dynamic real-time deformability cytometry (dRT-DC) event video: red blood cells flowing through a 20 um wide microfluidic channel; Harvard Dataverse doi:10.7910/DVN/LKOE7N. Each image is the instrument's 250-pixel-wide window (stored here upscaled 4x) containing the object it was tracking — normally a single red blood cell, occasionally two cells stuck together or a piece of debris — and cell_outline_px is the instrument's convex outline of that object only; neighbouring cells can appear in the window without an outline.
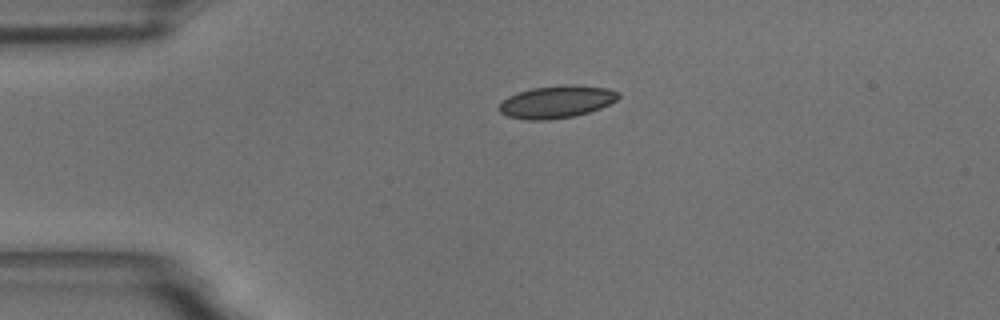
{"species": "common noctule bat (a hibernating species)", "species_latin": "Nyctalus noctula", "temperature_condition": "room temperature", "stored_images_in_passage": 44, "camera_frame_rate_fps": 3000, "um_per_image_px": 0.085, "animal": {"sex": "male", "body_mass_g": 18.8}, "frame": {"image": 1, "passage_image": 1, "time_ms": 0.0, "image_size_px": [1000, 320], "cell_outline_px": [[620, 96], [616, 100], [600, 108], [576, 116], [548, 120], [528, 120], [508, 116], [500, 112], [500, 104], [508, 96], [532, 88], [564, 84], [572, 84], [608, 88], [620, 92]], "centroid_in_image_um": [47.35, 8.65], "position_along_channel_um": 37.7, "area_um2": 22.48}}
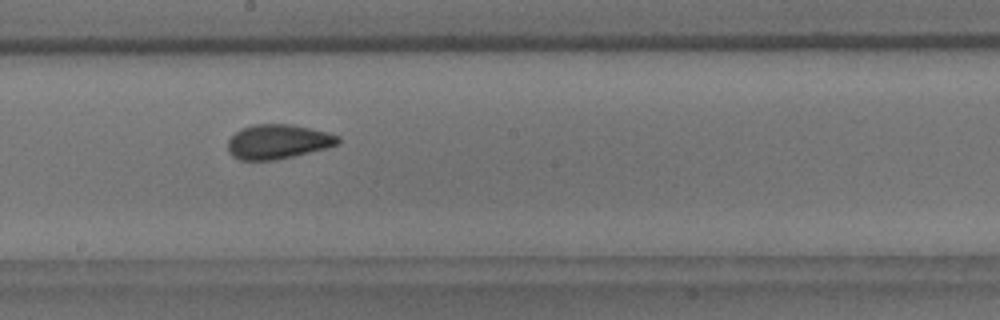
{"frame": {"image": 2, "passage_image": 19, "time_ms": 6.0, "image_size_px": [1000, 320], "cell_outline_px": [[340, 144], [328, 148], [292, 156], [272, 160], [240, 160], [232, 156], [228, 152], [228, 140], [240, 128], [252, 124], [288, 124], [328, 132], [340, 136]], "centroid_in_image_um": [23.62, 12.04], "position_along_channel_um": 224.6, "area_um2": 22.2}}
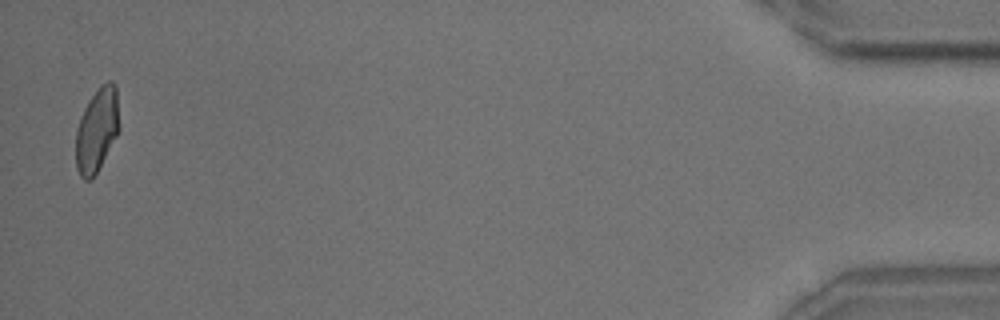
{"frame": {"image": 3, "passage_image": 43, "time_ms": 14.0, "image_size_px": [1000, 320], "cell_outline_px": [[120, 128], [116, 136], [92, 180], [84, 180], [80, 176], [76, 168], [76, 128], [80, 116], [88, 100], [100, 84], [108, 80], [112, 80], [116, 84]], "centroid_in_image_um": [8.23, 11.0], "position_along_channel_um": 427.0, "area_um2": 21.5}, "authors_computed_cell_mechanics": {"area_um2": 21.6172, "velocity_mm_per_s": 3.648, "shape_relaxation_time_tau1_ms": 5.9633, "shape_relaxation_time_tau2_ms": 1.3416, "deformation_change_tau1": 0.1357, "deformation_change_tau2": 0.0616}}